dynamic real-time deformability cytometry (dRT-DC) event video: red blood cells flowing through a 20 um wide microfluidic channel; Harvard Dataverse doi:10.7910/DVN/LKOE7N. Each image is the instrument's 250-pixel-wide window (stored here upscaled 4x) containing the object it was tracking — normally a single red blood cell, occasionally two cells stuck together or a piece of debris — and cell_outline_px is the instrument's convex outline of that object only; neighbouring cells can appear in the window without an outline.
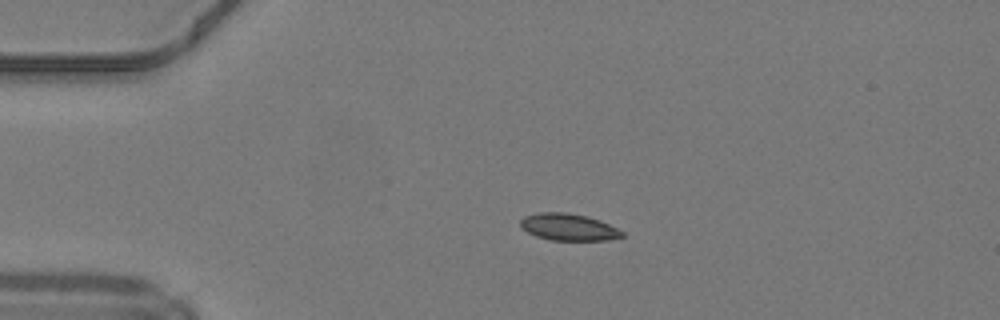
{"species": "common noctule bat (a hibernating species)", "species_latin": "Nyctalus noctula", "temperature_condition": "warm", "stored_images_in_passage": 16, "camera_frame_rate_fps": 3000, "um_per_image_px": 0.085, "animal": {"sex": "male", "body_mass_g": 19.2, "forearm_length_mm": 51.8}, "frame": {"image": 1, "passage_image": 11, "time_ms": 3.333, "image_size_px": [1000, 320], "cell_outline_px": [[624, 236], [604, 240], [552, 240], [536, 236], [528, 232], [520, 224], [520, 220], [524, 216], [536, 212], [564, 212], [588, 216], [600, 220], [624, 232]], "centroid_in_image_um": [48.31, 19.29], "position_along_channel_um": 36.7, "area_um2": 15.84}}
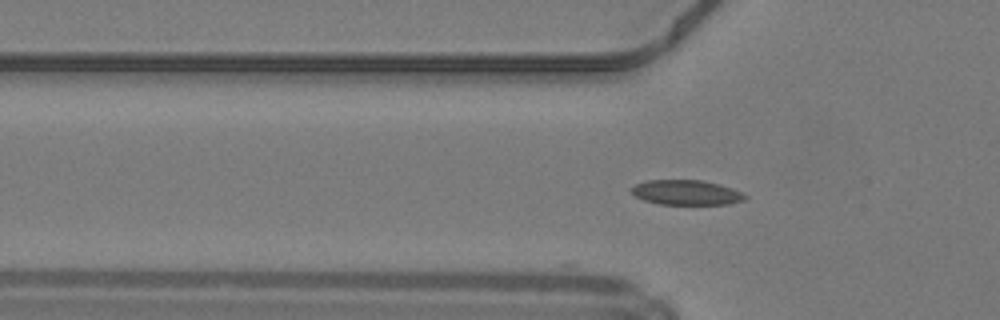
{"frame": {"image": 2, "passage_image": 16, "time_ms": 5.0, "image_size_px": [1000, 320], "cell_outline_px": [[748, 196], [744, 200], [728, 204], [660, 204], [644, 200], [636, 196], [628, 188], [644, 180], [704, 180], [720, 184], [744, 192]], "centroid_in_image_um": [58.35, 16.35], "position_along_channel_um": 67.4, "area_um2": 16.65}}